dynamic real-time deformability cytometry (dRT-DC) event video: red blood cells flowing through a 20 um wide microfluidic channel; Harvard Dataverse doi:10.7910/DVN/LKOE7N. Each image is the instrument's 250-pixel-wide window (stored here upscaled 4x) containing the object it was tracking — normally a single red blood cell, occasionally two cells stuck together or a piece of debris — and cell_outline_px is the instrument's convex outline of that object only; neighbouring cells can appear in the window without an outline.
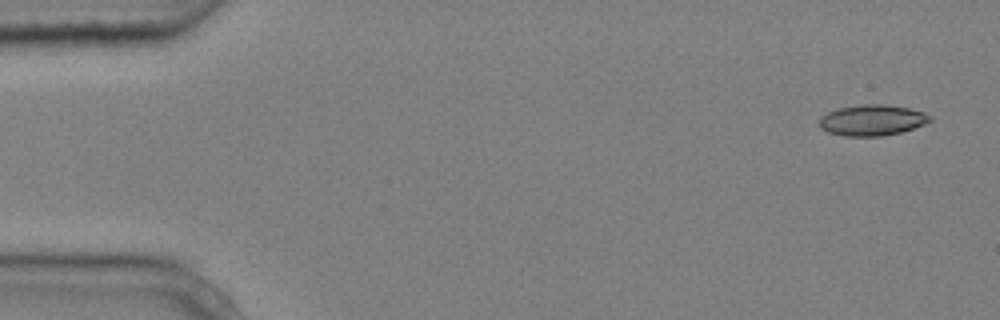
{"species": "common noctule bat (a hibernating species)", "species_latin": "Nyctalus noctula", "temperature_condition": "cold", "stored_images_in_passage": 9, "camera_frame_rate_fps": 3000, "um_per_image_px": 0.085, "animal": {"sex": "male", "body_mass_g": 20.4}, "frame": {"image": 1, "passage_image": 1, "time_ms": 0.0, "image_size_px": [1000, 320], "cell_outline_px": [[932, 120], [924, 124], [900, 132], [880, 136], [844, 136], [828, 132], [820, 128], [820, 116], [828, 112], [840, 108], [864, 104], [884, 104], [908, 108], [924, 112], [932, 116]], "centroid_in_image_um": [74.13, 10.21], "position_along_channel_um": 10.9, "area_um2": 19.77}}
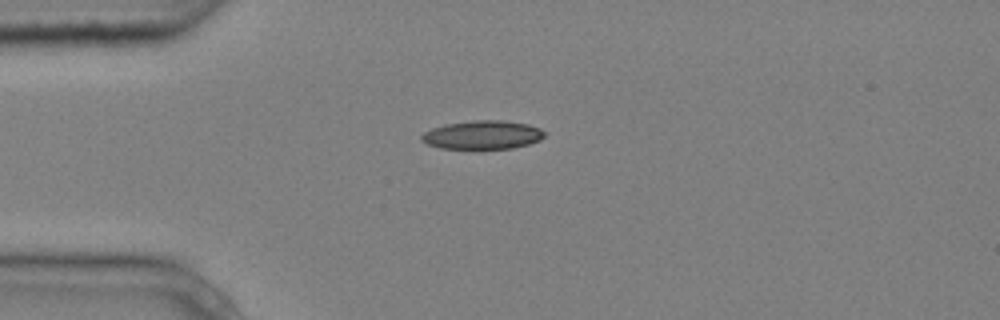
{"frame": {"image": 2, "passage_image": 4, "time_ms": 1.0, "image_size_px": [1000, 320], "cell_outline_px": [[544, 136], [540, 140], [528, 144], [512, 148], [440, 148], [428, 144], [420, 140], [420, 136], [424, 132], [432, 128], [444, 124], [472, 120], [504, 120], [528, 124], [540, 128], [544, 132]], "centroid_in_image_um": [41.0, 11.45], "position_along_channel_um": 44.0, "area_um2": 20.46}}
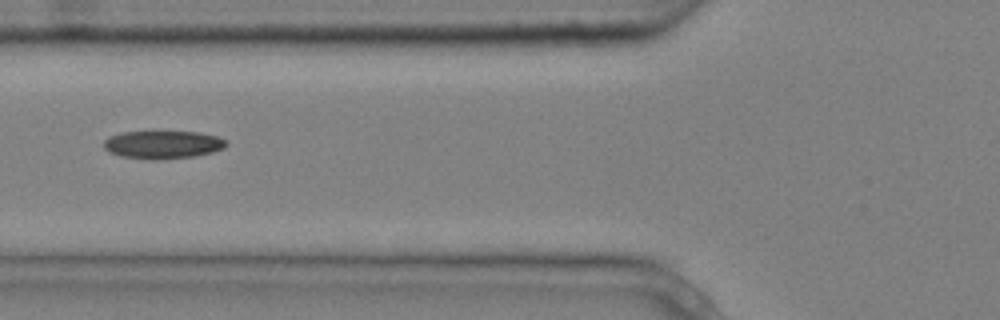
{"frame": {"image": 3, "passage_image": 6, "time_ms": 1.667, "image_size_px": [1000, 320], "cell_outline_px": [[228, 144], [224, 148], [212, 152], [196, 156], [156, 160], [152, 160], [120, 156], [108, 152], [104, 148], [104, 140], [108, 136], [124, 132], [200, 132], [216, 136], [228, 140]], "centroid_in_image_um": [13.85, 12.3], "position_along_channel_um": 112.0, "area_um2": 20.11}}